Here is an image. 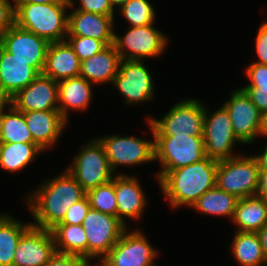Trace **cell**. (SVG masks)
<instances>
[{
    "mask_svg": "<svg viewBox=\"0 0 267 266\" xmlns=\"http://www.w3.org/2000/svg\"><path fill=\"white\" fill-rule=\"evenodd\" d=\"M86 195L67 168L53 179L40 184L26 199L35 227L51 230L59 224L70 208Z\"/></svg>",
    "mask_w": 267,
    "mask_h": 266,
    "instance_id": "obj_1",
    "label": "cell"
},
{
    "mask_svg": "<svg viewBox=\"0 0 267 266\" xmlns=\"http://www.w3.org/2000/svg\"><path fill=\"white\" fill-rule=\"evenodd\" d=\"M217 167L218 161L206 156L179 169L158 171L156 178L171 208L185 205L191 208L203 193L216 186Z\"/></svg>",
    "mask_w": 267,
    "mask_h": 266,
    "instance_id": "obj_2",
    "label": "cell"
},
{
    "mask_svg": "<svg viewBox=\"0 0 267 266\" xmlns=\"http://www.w3.org/2000/svg\"><path fill=\"white\" fill-rule=\"evenodd\" d=\"M70 3L52 4H13L15 9V23L49 43L65 41L68 32V14L66 9L75 7Z\"/></svg>",
    "mask_w": 267,
    "mask_h": 266,
    "instance_id": "obj_3",
    "label": "cell"
},
{
    "mask_svg": "<svg viewBox=\"0 0 267 266\" xmlns=\"http://www.w3.org/2000/svg\"><path fill=\"white\" fill-rule=\"evenodd\" d=\"M259 164L254 155L218 161L216 186L225 192L242 199L257 194Z\"/></svg>",
    "mask_w": 267,
    "mask_h": 266,
    "instance_id": "obj_4",
    "label": "cell"
},
{
    "mask_svg": "<svg viewBox=\"0 0 267 266\" xmlns=\"http://www.w3.org/2000/svg\"><path fill=\"white\" fill-rule=\"evenodd\" d=\"M147 120L154 136H203L204 106L197 99H185L171 107L163 118Z\"/></svg>",
    "mask_w": 267,
    "mask_h": 266,
    "instance_id": "obj_5",
    "label": "cell"
},
{
    "mask_svg": "<svg viewBox=\"0 0 267 266\" xmlns=\"http://www.w3.org/2000/svg\"><path fill=\"white\" fill-rule=\"evenodd\" d=\"M67 170L86 193L111 181L115 176L110 168L104 146L98 138L82 146Z\"/></svg>",
    "mask_w": 267,
    "mask_h": 266,
    "instance_id": "obj_6",
    "label": "cell"
},
{
    "mask_svg": "<svg viewBox=\"0 0 267 266\" xmlns=\"http://www.w3.org/2000/svg\"><path fill=\"white\" fill-rule=\"evenodd\" d=\"M155 161L170 171L196 163L206 157L203 136H154Z\"/></svg>",
    "mask_w": 267,
    "mask_h": 266,
    "instance_id": "obj_7",
    "label": "cell"
},
{
    "mask_svg": "<svg viewBox=\"0 0 267 266\" xmlns=\"http://www.w3.org/2000/svg\"><path fill=\"white\" fill-rule=\"evenodd\" d=\"M208 112L204 105L203 140L206 156L216 161L236 157L237 154L232 151L237 142H242L233 131L228 110L222 105L212 114Z\"/></svg>",
    "mask_w": 267,
    "mask_h": 266,
    "instance_id": "obj_8",
    "label": "cell"
},
{
    "mask_svg": "<svg viewBox=\"0 0 267 266\" xmlns=\"http://www.w3.org/2000/svg\"><path fill=\"white\" fill-rule=\"evenodd\" d=\"M87 236V259L102 260L127 229L117 216L90 208L82 223Z\"/></svg>",
    "mask_w": 267,
    "mask_h": 266,
    "instance_id": "obj_9",
    "label": "cell"
},
{
    "mask_svg": "<svg viewBox=\"0 0 267 266\" xmlns=\"http://www.w3.org/2000/svg\"><path fill=\"white\" fill-rule=\"evenodd\" d=\"M168 38L153 24L131 27L123 36L114 33L113 45L122 60H144L161 56Z\"/></svg>",
    "mask_w": 267,
    "mask_h": 266,
    "instance_id": "obj_10",
    "label": "cell"
},
{
    "mask_svg": "<svg viewBox=\"0 0 267 266\" xmlns=\"http://www.w3.org/2000/svg\"><path fill=\"white\" fill-rule=\"evenodd\" d=\"M153 140L135 136L108 135L98 139L103 144L111 170L118 166H133L155 162L154 134Z\"/></svg>",
    "mask_w": 267,
    "mask_h": 266,
    "instance_id": "obj_11",
    "label": "cell"
},
{
    "mask_svg": "<svg viewBox=\"0 0 267 266\" xmlns=\"http://www.w3.org/2000/svg\"><path fill=\"white\" fill-rule=\"evenodd\" d=\"M122 233L117 243L97 266H153L158 251L140 231Z\"/></svg>",
    "mask_w": 267,
    "mask_h": 266,
    "instance_id": "obj_12",
    "label": "cell"
},
{
    "mask_svg": "<svg viewBox=\"0 0 267 266\" xmlns=\"http://www.w3.org/2000/svg\"><path fill=\"white\" fill-rule=\"evenodd\" d=\"M144 64V60H122L119 65L112 85L125 98V104H138L154 98V81Z\"/></svg>",
    "mask_w": 267,
    "mask_h": 266,
    "instance_id": "obj_13",
    "label": "cell"
},
{
    "mask_svg": "<svg viewBox=\"0 0 267 266\" xmlns=\"http://www.w3.org/2000/svg\"><path fill=\"white\" fill-rule=\"evenodd\" d=\"M2 47L15 58L27 62L39 73L43 72L49 42L16 23L2 36Z\"/></svg>",
    "mask_w": 267,
    "mask_h": 266,
    "instance_id": "obj_14",
    "label": "cell"
},
{
    "mask_svg": "<svg viewBox=\"0 0 267 266\" xmlns=\"http://www.w3.org/2000/svg\"><path fill=\"white\" fill-rule=\"evenodd\" d=\"M55 253L51 230L31 225L19 239L12 266H44Z\"/></svg>",
    "mask_w": 267,
    "mask_h": 266,
    "instance_id": "obj_15",
    "label": "cell"
},
{
    "mask_svg": "<svg viewBox=\"0 0 267 266\" xmlns=\"http://www.w3.org/2000/svg\"><path fill=\"white\" fill-rule=\"evenodd\" d=\"M230 114L233 131L242 144L253 143L257 137L261 112L241 88L231 92L230 99L223 104Z\"/></svg>",
    "mask_w": 267,
    "mask_h": 266,
    "instance_id": "obj_16",
    "label": "cell"
},
{
    "mask_svg": "<svg viewBox=\"0 0 267 266\" xmlns=\"http://www.w3.org/2000/svg\"><path fill=\"white\" fill-rule=\"evenodd\" d=\"M11 104L22 112L59 110L58 82L40 73L11 97Z\"/></svg>",
    "mask_w": 267,
    "mask_h": 266,
    "instance_id": "obj_17",
    "label": "cell"
},
{
    "mask_svg": "<svg viewBox=\"0 0 267 266\" xmlns=\"http://www.w3.org/2000/svg\"><path fill=\"white\" fill-rule=\"evenodd\" d=\"M114 15H100L81 10L68 14L67 36H83L103 41L107 46L114 40Z\"/></svg>",
    "mask_w": 267,
    "mask_h": 266,
    "instance_id": "obj_18",
    "label": "cell"
},
{
    "mask_svg": "<svg viewBox=\"0 0 267 266\" xmlns=\"http://www.w3.org/2000/svg\"><path fill=\"white\" fill-rule=\"evenodd\" d=\"M144 194L137 177L123 173L116 174L117 217L126 227V218L134 220L141 218L148 203Z\"/></svg>",
    "mask_w": 267,
    "mask_h": 266,
    "instance_id": "obj_19",
    "label": "cell"
},
{
    "mask_svg": "<svg viewBox=\"0 0 267 266\" xmlns=\"http://www.w3.org/2000/svg\"><path fill=\"white\" fill-rule=\"evenodd\" d=\"M23 114L33 142L43 151L57 142L67 125L59 110L31 111Z\"/></svg>",
    "mask_w": 267,
    "mask_h": 266,
    "instance_id": "obj_20",
    "label": "cell"
},
{
    "mask_svg": "<svg viewBox=\"0 0 267 266\" xmlns=\"http://www.w3.org/2000/svg\"><path fill=\"white\" fill-rule=\"evenodd\" d=\"M80 60L66 41L50 43L47 49L43 74L59 82L78 77Z\"/></svg>",
    "mask_w": 267,
    "mask_h": 266,
    "instance_id": "obj_21",
    "label": "cell"
},
{
    "mask_svg": "<svg viewBox=\"0 0 267 266\" xmlns=\"http://www.w3.org/2000/svg\"><path fill=\"white\" fill-rule=\"evenodd\" d=\"M121 61L114 45H109L101 52L81 61L79 76L94 85L113 83L114 77L119 72Z\"/></svg>",
    "mask_w": 267,
    "mask_h": 266,
    "instance_id": "obj_22",
    "label": "cell"
},
{
    "mask_svg": "<svg viewBox=\"0 0 267 266\" xmlns=\"http://www.w3.org/2000/svg\"><path fill=\"white\" fill-rule=\"evenodd\" d=\"M40 73L27 62L0 49V83L10 97L27 87Z\"/></svg>",
    "mask_w": 267,
    "mask_h": 266,
    "instance_id": "obj_23",
    "label": "cell"
},
{
    "mask_svg": "<svg viewBox=\"0 0 267 266\" xmlns=\"http://www.w3.org/2000/svg\"><path fill=\"white\" fill-rule=\"evenodd\" d=\"M92 86L85 78L78 76L58 82L59 112L68 122V111H83L88 108L92 99Z\"/></svg>",
    "mask_w": 267,
    "mask_h": 266,
    "instance_id": "obj_24",
    "label": "cell"
},
{
    "mask_svg": "<svg viewBox=\"0 0 267 266\" xmlns=\"http://www.w3.org/2000/svg\"><path fill=\"white\" fill-rule=\"evenodd\" d=\"M232 222L236 231L257 233L267 223V202L263 196L239 199Z\"/></svg>",
    "mask_w": 267,
    "mask_h": 266,
    "instance_id": "obj_25",
    "label": "cell"
},
{
    "mask_svg": "<svg viewBox=\"0 0 267 266\" xmlns=\"http://www.w3.org/2000/svg\"><path fill=\"white\" fill-rule=\"evenodd\" d=\"M51 232L57 253L87 258V236L82 225L57 224Z\"/></svg>",
    "mask_w": 267,
    "mask_h": 266,
    "instance_id": "obj_26",
    "label": "cell"
},
{
    "mask_svg": "<svg viewBox=\"0 0 267 266\" xmlns=\"http://www.w3.org/2000/svg\"><path fill=\"white\" fill-rule=\"evenodd\" d=\"M232 254L241 266H264L267 264L255 232L236 231L232 244Z\"/></svg>",
    "mask_w": 267,
    "mask_h": 266,
    "instance_id": "obj_27",
    "label": "cell"
},
{
    "mask_svg": "<svg viewBox=\"0 0 267 266\" xmlns=\"http://www.w3.org/2000/svg\"><path fill=\"white\" fill-rule=\"evenodd\" d=\"M9 214H0V266H12L22 234L32 225L23 224Z\"/></svg>",
    "mask_w": 267,
    "mask_h": 266,
    "instance_id": "obj_28",
    "label": "cell"
},
{
    "mask_svg": "<svg viewBox=\"0 0 267 266\" xmlns=\"http://www.w3.org/2000/svg\"><path fill=\"white\" fill-rule=\"evenodd\" d=\"M238 198L232 194L219 189L217 186L207 190L192 205L194 210L213 216L228 217L231 220L234 217Z\"/></svg>",
    "mask_w": 267,
    "mask_h": 266,
    "instance_id": "obj_29",
    "label": "cell"
},
{
    "mask_svg": "<svg viewBox=\"0 0 267 266\" xmlns=\"http://www.w3.org/2000/svg\"><path fill=\"white\" fill-rule=\"evenodd\" d=\"M42 152L35 143H1L0 167L7 172L20 171Z\"/></svg>",
    "mask_w": 267,
    "mask_h": 266,
    "instance_id": "obj_30",
    "label": "cell"
},
{
    "mask_svg": "<svg viewBox=\"0 0 267 266\" xmlns=\"http://www.w3.org/2000/svg\"><path fill=\"white\" fill-rule=\"evenodd\" d=\"M8 107L10 108L6 112L4 109L0 112L1 143H34L23 112L12 104Z\"/></svg>",
    "mask_w": 267,
    "mask_h": 266,
    "instance_id": "obj_31",
    "label": "cell"
},
{
    "mask_svg": "<svg viewBox=\"0 0 267 266\" xmlns=\"http://www.w3.org/2000/svg\"><path fill=\"white\" fill-rule=\"evenodd\" d=\"M246 74L250 82L242 89L261 114L267 113V65L253 62Z\"/></svg>",
    "mask_w": 267,
    "mask_h": 266,
    "instance_id": "obj_32",
    "label": "cell"
},
{
    "mask_svg": "<svg viewBox=\"0 0 267 266\" xmlns=\"http://www.w3.org/2000/svg\"><path fill=\"white\" fill-rule=\"evenodd\" d=\"M86 195L92 209L112 216H117L115 176L111 181L89 190Z\"/></svg>",
    "mask_w": 267,
    "mask_h": 266,
    "instance_id": "obj_33",
    "label": "cell"
},
{
    "mask_svg": "<svg viewBox=\"0 0 267 266\" xmlns=\"http://www.w3.org/2000/svg\"><path fill=\"white\" fill-rule=\"evenodd\" d=\"M119 10L131 27L155 24V10L148 0H129Z\"/></svg>",
    "mask_w": 267,
    "mask_h": 266,
    "instance_id": "obj_34",
    "label": "cell"
},
{
    "mask_svg": "<svg viewBox=\"0 0 267 266\" xmlns=\"http://www.w3.org/2000/svg\"><path fill=\"white\" fill-rule=\"evenodd\" d=\"M65 41L70 45L80 62L84 61L96 53L101 52L107 45L103 41L83 36H67Z\"/></svg>",
    "mask_w": 267,
    "mask_h": 266,
    "instance_id": "obj_35",
    "label": "cell"
},
{
    "mask_svg": "<svg viewBox=\"0 0 267 266\" xmlns=\"http://www.w3.org/2000/svg\"><path fill=\"white\" fill-rule=\"evenodd\" d=\"M90 208L89 199L85 195L81 200L68 208L63 220L59 224L82 225Z\"/></svg>",
    "mask_w": 267,
    "mask_h": 266,
    "instance_id": "obj_36",
    "label": "cell"
},
{
    "mask_svg": "<svg viewBox=\"0 0 267 266\" xmlns=\"http://www.w3.org/2000/svg\"><path fill=\"white\" fill-rule=\"evenodd\" d=\"M80 5L75 10L91 12L100 15H115L109 0H79Z\"/></svg>",
    "mask_w": 267,
    "mask_h": 266,
    "instance_id": "obj_37",
    "label": "cell"
},
{
    "mask_svg": "<svg viewBox=\"0 0 267 266\" xmlns=\"http://www.w3.org/2000/svg\"><path fill=\"white\" fill-rule=\"evenodd\" d=\"M90 261L85 257L56 252L44 266H92Z\"/></svg>",
    "mask_w": 267,
    "mask_h": 266,
    "instance_id": "obj_38",
    "label": "cell"
},
{
    "mask_svg": "<svg viewBox=\"0 0 267 266\" xmlns=\"http://www.w3.org/2000/svg\"><path fill=\"white\" fill-rule=\"evenodd\" d=\"M15 24V9L10 0H0V37Z\"/></svg>",
    "mask_w": 267,
    "mask_h": 266,
    "instance_id": "obj_39",
    "label": "cell"
},
{
    "mask_svg": "<svg viewBox=\"0 0 267 266\" xmlns=\"http://www.w3.org/2000/svg\"><path fill=\"white\" fill-rule=\"evenodd\" d=\"M256 53L259 58L256 63L267 65V22H263L256 37Z\"/></svg>",
    "mask_w": 267,
    "mask_h": 266,
    "instance_id": "obj_40",
    "label": "cell"
},
{
    "mask_svg": "<svg viewBox=\"0 0 267 266\" xmlns=\"http://www.w3.org/2000/svg\"><path fill=\"white\" fill-rule=\"evenodd\" d=\"M256 195L263 197L267 195V171H259V181Z\"/></svg>",
    "mask_w": 267,
    "mask_h": 266,
    "instance_id": "obj_41",
    "label": "cell"
},
{
    "mask_svg": "<svg viewBox=\"0 0 267 266\" xmlns=\"http://www.w3.org/2000/svg\"><path fill=\"white\" fill-rule=\"evenodd\" d=\"M257 235L262 246V252L267 262V223L257 232Z\"/></svg>",
    "mask_w": 267,
    "mask_h": 266,
    "instance_id": "obj_42",
    "label": "cell"
},
{
    "mask_svg": "<svg viewBox=\"0 0 267 266\" xmlns=\"http://www.w3.org/2000/svg\"><path fill=\"white\" fill-rule=\"evenodd\" d=\"M14 4H52V3H70L69 0H13Z\"/></svg>",
    "mask_w": 267,
    "mask_h": 266,
    "instance_id": "obj_43",
    "label": "cell"
},
{
    "mask_svg": "<svg viewBox=\"0 0 267 266\" xmlns=\"http://www.w3.org/2000/svg\"><path fill=\"white\" fill-rule=\"evenodd\" d=\"M259 164L260 171H267V144L262 154L254 155Z\"/></svg>",
    "mask_w": 267,
    "mask_h": 266,
    "instance_id": "obj_44",
    "label": "cell"
},
{
    "mask_svg": "<svg viewBox=\"0 0 267 266\" xmlns=\"http://www.w3.org/2000/svg\"><path fill=\"white\" fill-rule=\"evenodd\" d=\"M11 105V97L7 94V92L3 89L0 83V112L3 109H6V105ZM5 106V107H4Z\"/></svg>",
    "mask_w": 267,
    "mask_h": 266,
    "instance_id": "obj_45",
    "label": "cell"
},
{
    "mask_svg": "<svg viewBox=\"0 0 267 266\" xmlns=\"http://www.w3.org/2000/svg\"><path fill=\"white\" fill-rule=\"evenodd\" d=\"M258 135L263 136V137H267V113L261 114V119H260V124H259V129H258V133H257V137Z\"/></svg>",
    "mask_w": 267,
    "mask_h": 266,
    "instance_id": "obj_46",
    "label": "cell"
},
{
    "mask_svg": "<svg viewBox=\"0 0 267 266\" xmlns=\"http://www.w3.org/2000/svg\"><path fill=\"white\" fill-rule=\"evenodd\" d=\"M109 1H110L111 5L113 6V8L115 9V6L116 7L119 6V8H120L123 4H125L129 0H109Z\"/></svg>",
    "mask_w": 267,
    "mask_h": 266,
    "instance_id": "obj_47",
    "label": "cell"
},
{
    "mask_svg": "<svg viewBox=\"0 0 267 266\" xmlns=\"http://www.w3.org/2000/svg\"><path fill=\"white\" fill-rule=\"evenodd\" d=\"M1 47H2V41H1V37H0V49H1Z\"/></svg>",
    "mask_w": 267,
    "mask_h": 266,
    "instance_id": "obj_48",
    "label": "cell"
}]
</instances>
